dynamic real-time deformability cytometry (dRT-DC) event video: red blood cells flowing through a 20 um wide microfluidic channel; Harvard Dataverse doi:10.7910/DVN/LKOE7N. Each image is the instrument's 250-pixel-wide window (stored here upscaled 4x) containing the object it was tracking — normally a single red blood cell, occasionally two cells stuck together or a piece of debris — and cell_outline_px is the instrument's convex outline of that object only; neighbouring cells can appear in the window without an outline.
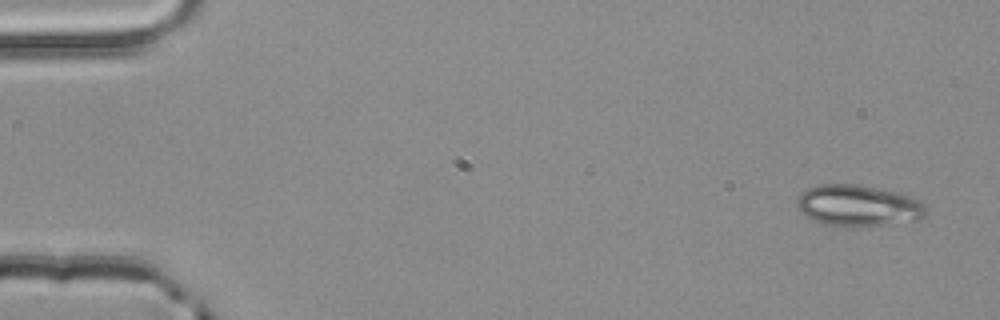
{"species": "common noctule bat (a hibernating species)", "species_latin": "Nyctalus noctula", "temperature_condition": "room temperature", "stored_images_in_passage": 4, "camera_frame_rate_fps": 3000, "um_per_image_px": 0.085, "animal": {"sex": "male", "body_mass_g": 20.4}, "frame": {"image": 1, "passage_image": 1, "time_ms": 0.0, "image_size_px": [1000, 320], "cell_outline_px": [[924, 216], [920, 220], [884, 224], [836, 228], [812, 220], [804, 216], [796, 204], [796, 200], [808, 188], [820, 184], [856, 184], [900, 192], [912, 196], [920, 200], [924, 204]], "centroid_in_image_um": [72.93, 17.49], "position_along_channel_um": 12.1, "area_um2": 31.33}}